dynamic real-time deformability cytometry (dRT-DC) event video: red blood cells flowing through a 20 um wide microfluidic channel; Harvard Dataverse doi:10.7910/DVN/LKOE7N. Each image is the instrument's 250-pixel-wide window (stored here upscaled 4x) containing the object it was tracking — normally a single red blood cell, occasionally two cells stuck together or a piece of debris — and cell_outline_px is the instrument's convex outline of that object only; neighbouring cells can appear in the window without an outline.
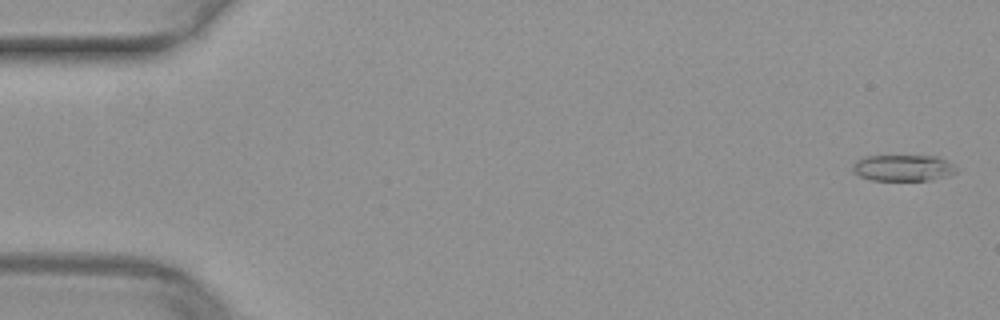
{"species": "common noctule bat (a hibernating species)", "species_latin": "Nyctalus noctula", "temperature_condition": "warm", "stored_images_in_passage": 51, "camera_frame_rate_fps": 3000, "um_per_image_px": 0.085, "animal": {"sex": "female", "body_mass_g": 29.2, "forearm_length_mm": 56.3}, "frame": {"image": 1, "passage_image": 2, "time_ms": 0.333, "image_size_px": [1000, 320], "cell_outline_px": [[960, 172], [948, 176], [928, 180], [872, 180], [856, 176], [852, 172], [852, 164], [856, 160], [864, 156], [940, 156], [952, 164]], "centroid_in_image_um": [76.74, 14.27], "position_along_channel_um": 8.3, "area_um2": 16.18}}
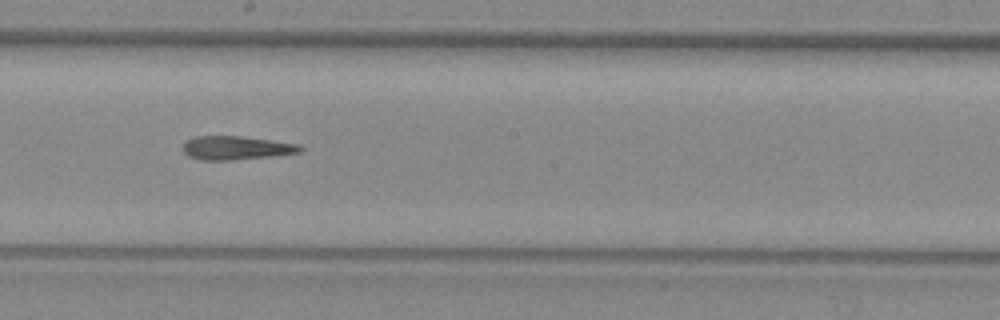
{"frame": {"image": 2, "passage_image": 29, "time_ms": 9.333, "image_size_px": [1000, 320], "cell_outline_px": [[304, 148], [300, 152], [268, 156], [232, 160], [200, 160], [188, 156], [184, 152], [184, 140], [192, 136], [240, 136], [300, 144]], "centroid_in_image_um": [20.03, 12.56], "position_along_channel_um": 228.2, "area_um2": 16.13}}
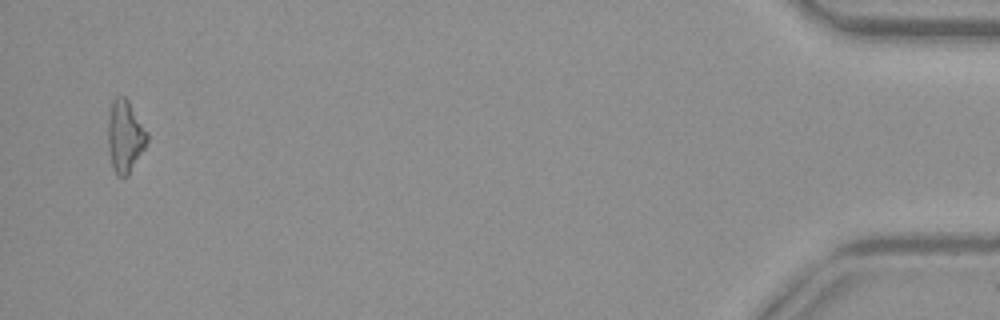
{"frame": {"image": 3, "passage_image": 50, "time_ms": 16.333, "image_size_px": [1000, 320], "cell_outline_px": [[148, 140], [144, 148], [128, 176], [116, 176], [112, 168], [108, 148], [108, 116], [112, 100], [116, 96], [124, 96], [128, 100], [148, 132]], "centroid_in_image_um": [10.61, 11.58], "position_along_channel_um": 424.6, "area_um2": 16.59}}